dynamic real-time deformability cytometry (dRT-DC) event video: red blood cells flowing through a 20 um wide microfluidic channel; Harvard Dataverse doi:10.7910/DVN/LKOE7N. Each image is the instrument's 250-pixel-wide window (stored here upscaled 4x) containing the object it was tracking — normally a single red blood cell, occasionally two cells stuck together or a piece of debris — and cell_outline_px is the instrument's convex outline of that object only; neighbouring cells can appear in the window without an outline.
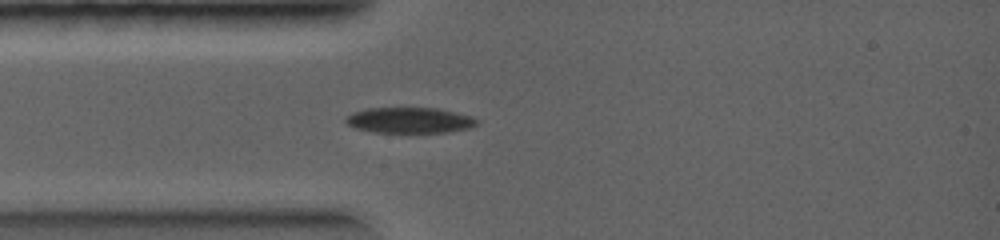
{"species": "common noctule bat (a hibernating species)", "species_latin": "Nyctalus noctula", "temperature_condition": "warm", "stored_images_in_passage": 3, "camera_frame_rate_fps": 5000, "um_per_image_px": 0.085, "animal": {"sex": "female", "body_mass_g": 19.0, "forearm_length_mm": 56.7}, "frame": {"image": 1, "passage_image": 3, "time_ms": 1.8, "image_size_px": [1000, 240], "cell_outline_px": [[480, 124], [468, 128], [448, 132], [372, 132], [356, 128], [348, 124], [344, 120], [344, 116], [352, 112], [364, 108], [436, 108], [472, 116], [480, 120]], "centroid_in_image_um": [34.8, 10.21], "position_along_channel_um": 50.2, "area_um2": 19.77}}